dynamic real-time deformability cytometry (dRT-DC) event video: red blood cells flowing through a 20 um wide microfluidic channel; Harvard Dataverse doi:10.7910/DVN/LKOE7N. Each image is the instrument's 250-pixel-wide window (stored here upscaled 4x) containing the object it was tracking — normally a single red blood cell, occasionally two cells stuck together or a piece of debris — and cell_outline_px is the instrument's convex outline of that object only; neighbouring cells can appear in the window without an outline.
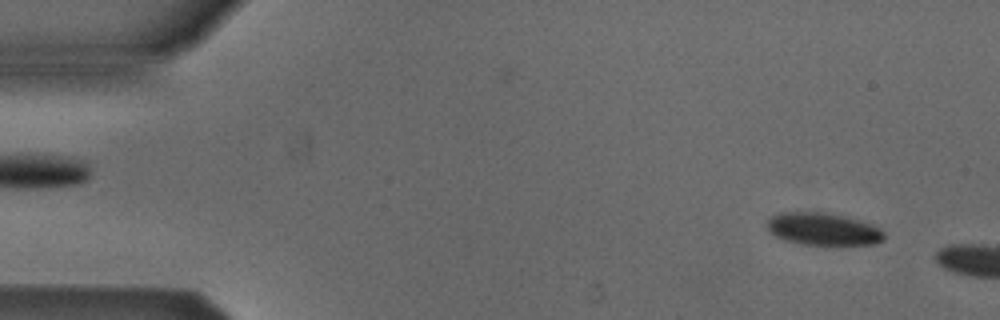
{"species": "Egyptian fruit bat (a non-hibernating species)", "species_latin": "Rousettus aegyptiacus", "temperature_condition": "cold", "stored_images_in_passage": 7, "camera_frame_rate_fps": 3000, "um_per_image_px": 0.085, "animal": {"sex": "male"}, "frame": {"image": 1, "passage_image": 4, "time_ms": 1.0, "image_size_px": [1000, 320], "cell_outline_px": [[884, 240], [876, 244], [800, 244], [784, 240], [768, 232], [768, 220], [772, 216], [784, 212], [824, 212], [860, 220], [872, 224], [880, 228], [884, 232]], "centroid_in_image_um": [69.98, 19.47], "position_along_channel_um": 15.0, "area_um2": 21.96}}